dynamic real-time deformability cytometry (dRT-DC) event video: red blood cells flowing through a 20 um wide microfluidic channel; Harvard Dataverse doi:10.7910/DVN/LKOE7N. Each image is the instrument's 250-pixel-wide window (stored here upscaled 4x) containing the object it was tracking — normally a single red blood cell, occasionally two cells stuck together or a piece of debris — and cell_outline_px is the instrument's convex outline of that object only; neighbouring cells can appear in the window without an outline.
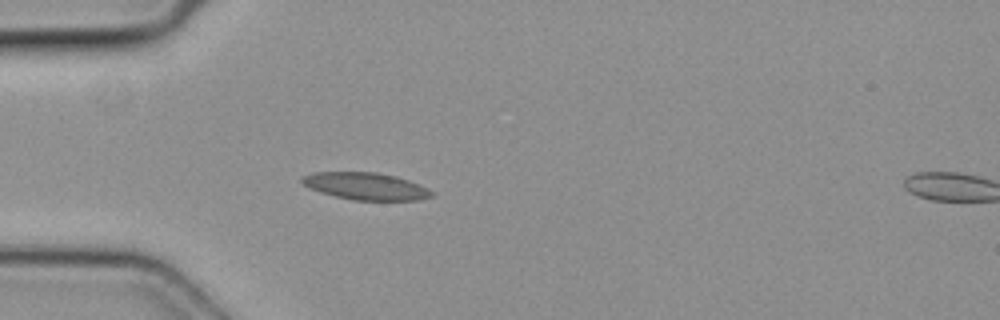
{"species": "common noctule bat (a hibernating species)", "species_latin": "Nyctalus noctula", "temperature_condition": "cold", "stored_images_in_passage": 6, "camera_frame_rate_fps": 3000, "um_per_image_px": 0.085, "animal": {"sex": "female", "body_mass_g": 19.3, "forearm_length_mm": 54.1}, "frame": {"image": 1, "passage_image": 5, "time_ms": 1.333, "image_size_px": [1000, 320], "cell_outline_px": [[436, 192], [432, 196], [420, 200], [352, 200], [320, 192], [308, 188], [300, 180], [304, 176], [316, 172], [376, 172], [396, 176], [408, 180], [428, 188]], "centroid_in_image_um": [31.12, 15.83], "position_along_channel_um": 53.9, "area_um2": 20.52}}